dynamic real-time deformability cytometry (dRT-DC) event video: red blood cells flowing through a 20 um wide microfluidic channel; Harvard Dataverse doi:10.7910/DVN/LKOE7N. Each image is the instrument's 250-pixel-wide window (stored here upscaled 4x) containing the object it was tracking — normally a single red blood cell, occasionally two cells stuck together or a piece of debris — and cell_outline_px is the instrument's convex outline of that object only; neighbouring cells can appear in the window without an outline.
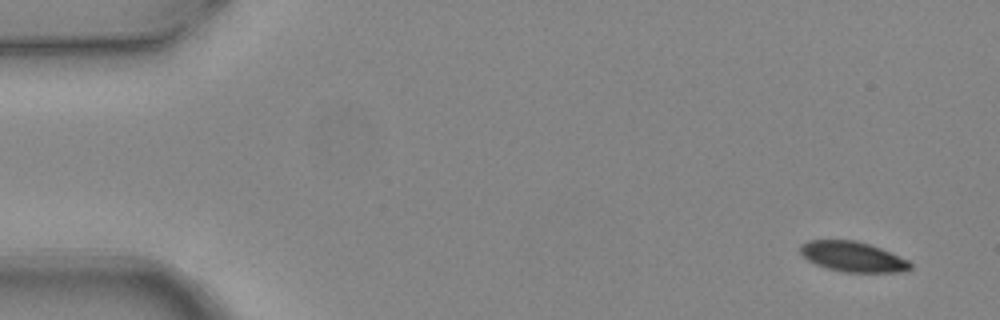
{"species": "common noctule bat (a hibernating species)", "species_latin": "Nyctalus noctula", "temperature_condition": "warm", "stored_images_in_passage": 4, "camera_frame_rate_fps": 3000, "um_per_image_px": 0.085, "animal": {"sex": "female", "body_mass_g": 24.6, "forearm_length_mm": 56.2}, "frame": {"image": 1, "passage_image": 1, "time_ms": 0.0, "image_size_px": [1000, 320], "cell_outline_px": [[912, 268], [900, 272], [844, 272], [828, 268], [816, 264], [808, 260], [800, 252], [800, 244], [808, 240], [856, 240], [880, 248], [908, 260], [912, 264]], "centroid_in_image_um": [72.47, 21.81], "position_along_channel_um": 12.5, "area_um2": 19.19}}
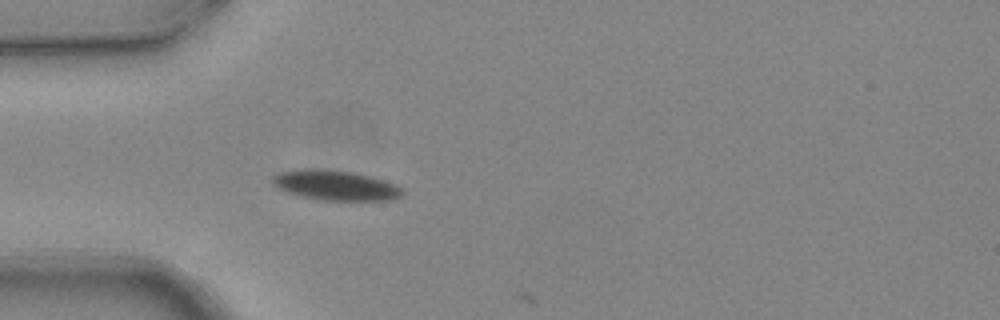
{"frame": {"image": 2, "passage_image": 4, "time_ms": 1.0, "image_size_px": [1000, 320], "cell_outline_px": [[404, 192], [400, 196], [392, 200], [320, 200], [288, 192], [272, 184], [272, 176], [280, 172], [300, 168], [320, 168], [352, 172], [368, 176], [404, 188]], "centroid_in_image_um": [28.48, 15.74], "position_along_channel_um": 56.5, "area_um2": 22.48}}